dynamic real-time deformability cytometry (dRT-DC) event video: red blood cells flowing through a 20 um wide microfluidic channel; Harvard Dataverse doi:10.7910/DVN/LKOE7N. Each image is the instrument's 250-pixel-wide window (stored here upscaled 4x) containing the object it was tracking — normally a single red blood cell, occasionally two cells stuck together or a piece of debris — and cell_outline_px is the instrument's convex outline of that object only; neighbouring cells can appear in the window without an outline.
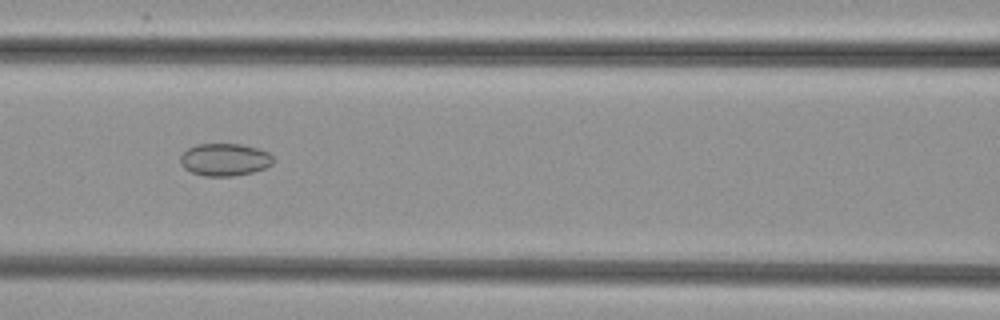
{"species": "common noctule bat (a hibernating species)", "species_latin": "Nyctalus noctula", "temperature_condition": "cold", "stored_images_in_passage": 53, "segment_of_instrument_passage": [2, 2], "camera_frame_rate_fps": 3000, "um_per_image_px": 0.085, "animal": {"sex": "female", "body_mass_g": 29.2, "forearm_length_mm": 56.3}, "frame": {"image": 1, "passage_image": 24, "time_ms": 7.667, "image_size_px": [1000, 320], "cell_outline_px": [[272, 164], [264, 168], [252, 172], [232, 176], [204, 176], [192, 172], [184, 168], [180, 164], [180, 156], [188, 148], [196, 144], [240, 144], [260, 148], [268, 152], [272, 156]], "centroid_in_image_um": [19.08, 13.56], "position_along_channel_um": 147.5, "area_um2": 17.57}}
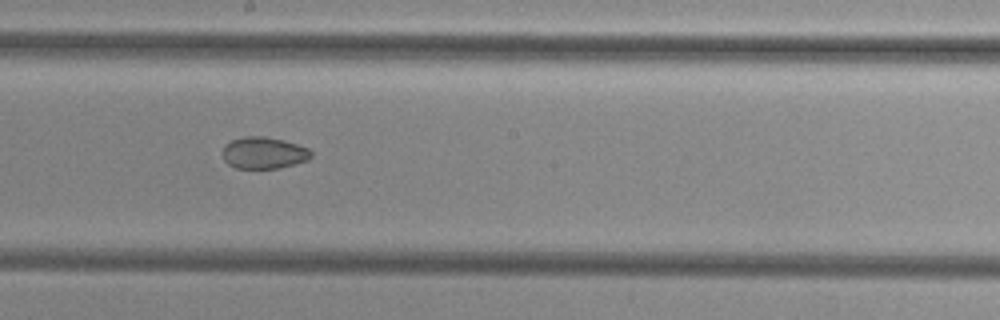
{"frame": {"image": 2, "passage_image": 30, "time_ms": 9.667, "image_size_px": [1000, 320], "cell_outline_px": [[312, 156], [308, 160], [280, 168], [236, 168], [228, 164], [224, 160], [220, 152], [224, 144], [232, 140], [244, 136], [264, 136], [284, 140], [308, 148], [312, 152]], "centroid_in_image_um": [22.38, 12.99], "position_along_channel_um": 225.8, "area_um2": 16.59}}
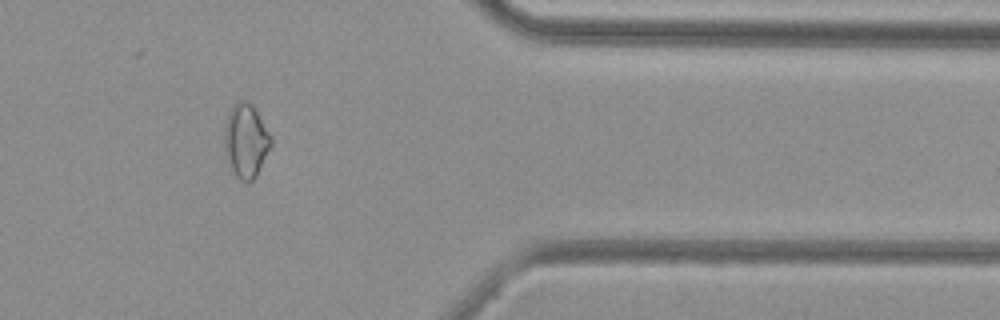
{"frame": {"image": 3, "passage_image": 44, "time_ms": 14.333, "image_size_px": [1000, 320], "cell_outline_px": [[272, 144], [256, 176], [252, 180], [240, 180], [232, 172], [224, 152], [224, 120], [228, 112], [240, 100], [244, 100], [252, 104], [272, 136]], "centroid_in_image_um": [20.88, 11.95], "position_along_channel_um": 390.5, "area_um2": 20.11}}